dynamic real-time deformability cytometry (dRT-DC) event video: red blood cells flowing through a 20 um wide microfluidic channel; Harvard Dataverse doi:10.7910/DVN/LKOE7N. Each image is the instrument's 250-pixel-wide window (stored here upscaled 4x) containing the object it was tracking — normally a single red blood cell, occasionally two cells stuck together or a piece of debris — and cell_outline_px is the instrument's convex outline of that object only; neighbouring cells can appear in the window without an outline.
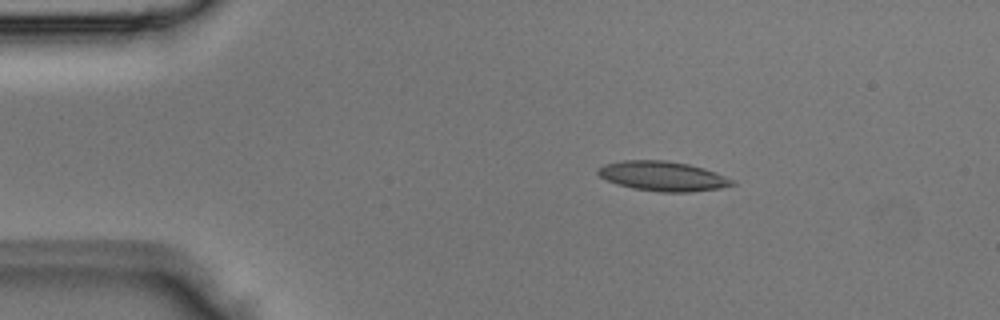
{"species": "Egyptian fruit bat (a non-hibernating species)", "species_latin": "Rousettus aegyptiacus", "temperature_condition": "room temperature", "stored_images_in_passage": 2, "camera_frame_rate_fps": 3000, "um_per_image_px": 0.085, "animal": {"sex": "male"}, "frame": {"image": 1, "passage_image": 1, "time_ms": 0.0, "image_size_px": [1000, 320], "cell_outline_px": [[736, 184], [720, 188], [688, 192], [660, 192], [632, 188], [616, 184], [600, 176], [596, 172], [596, 168], [604, 164], [624, 160], [664, 160], [688, 164], [704, 168], [716, 172], [736, 180]], "centroid_in_image_um": [56.34, 14.97], "position_along_channel_um": 28.7, "area_um2": 23.35}}